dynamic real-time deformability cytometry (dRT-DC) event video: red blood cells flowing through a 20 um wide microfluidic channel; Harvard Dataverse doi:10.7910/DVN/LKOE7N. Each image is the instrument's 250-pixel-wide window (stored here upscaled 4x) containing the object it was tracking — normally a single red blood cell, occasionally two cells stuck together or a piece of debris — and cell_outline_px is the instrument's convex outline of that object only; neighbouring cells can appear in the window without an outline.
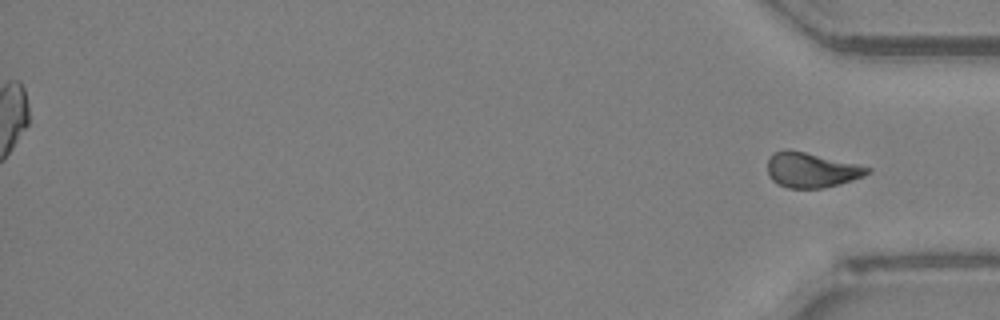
{"species": "Egyptian fruit bat (a non-hibernating species)", "species_latin": "Rousettus aegyptiacus", "temperature_condition": "room temperature", "stored_images_in_passage": 47, "segment_of_instrument_passage": [2, 2], "camera_frame_rate_fps": 3000, "um_per_image_px": 0.085, "animal": {"sex": "female"}, "frame": {"image": 1, "passage_image": 47, "time_ms": 15.333, "image_size_px": [1000, 320], "cell_outline_px": [[872, 172], [864, 176], [852, 180], [824, 188], [788, 188], [772, 180], [768, 176], [768, 160], [772, 152], [784, 148], [788, 148], [856, 164], [872, 168]], "centroid_in_image_um": [68.94, 14.44], "position_along_channel_um": 366.3, "area_um2": 20.4}}